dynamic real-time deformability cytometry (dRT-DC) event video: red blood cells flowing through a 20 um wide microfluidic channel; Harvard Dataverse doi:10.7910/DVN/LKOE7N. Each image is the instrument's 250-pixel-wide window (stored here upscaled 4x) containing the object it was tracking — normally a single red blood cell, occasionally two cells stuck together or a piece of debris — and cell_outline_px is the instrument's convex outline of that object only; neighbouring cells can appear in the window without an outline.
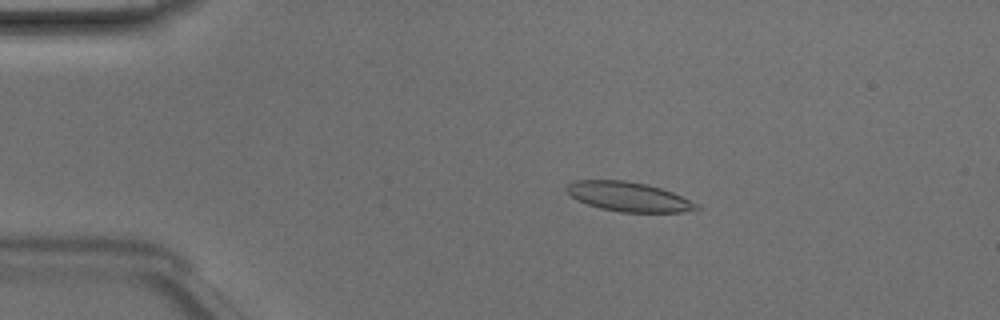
{"species": "Egyptian fruit bat (a non-hibernating species)", "species_latin": "Rousettus aegyptiacus", "temperature_condition": "room temperature", "stored_images_in_passage": 49, "camera_frame_rate_fps": 3000, "um_per_image_px": 0.085, "animal": {"sex": "male"}, "frame": {"image": 1, "passage_image": 10, "time_ms": 3.0, "image_size_px": [1000, 320], "cell_outline_px": [[704, 208], [684, 212], [620, 212], [600, 208], [576, 200], [564, 188], [568, 184], [576, 180], [624, 180], [648, 184], [672, 192]], "centroid_in_image_um": [53.41, 16.72], "position_along_channel_um": 31.6, "area_um2": 22.2}}
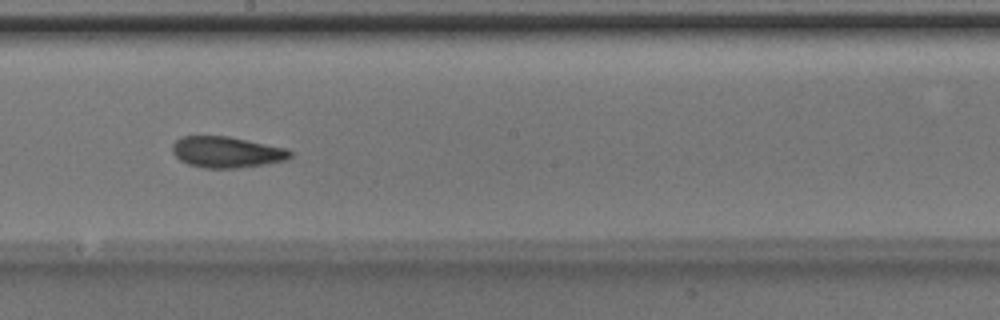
{"frame": {"image": 2, "passage_image": 28, "time_ms": 9.0, "image_size_px": [1000, 320], "cell_outline_px": [[292, 156], [288, 160], [264, 164], [236, 168], [204, 168], [188, 164], [180, 160], [172, 152], [172, 144], [180, 136], [228, 136], [288, 148], [292, 152]], "centroid_in_image_um": [19.28, 12.92], "position_along_channel_um": 228.9, "area_um2": 21.5}}
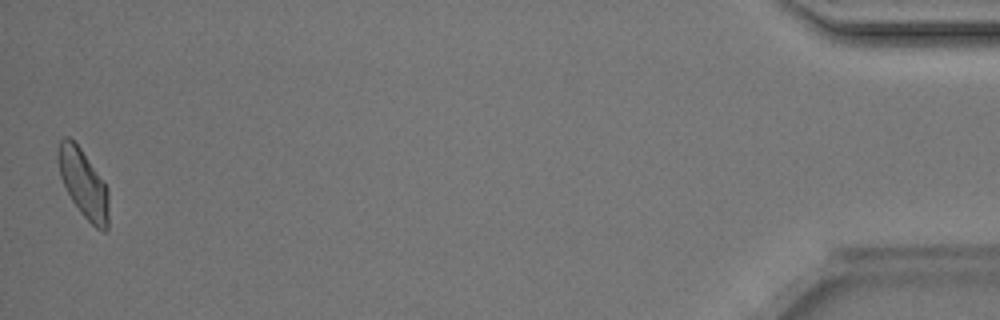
{"frame": {"image": 3, "passage_image": 49, "time_ms": 16.0, "image_size_px": [1000, 320], "cell_outline_px": [[108, 228], [104, 232], [96, 228], [80, 212], [72, 200], [60, 176], [56, 156], [56, 152], [60, 140], [64, 136], [68, 136], [80, 148], [108, 188]], "centroid_in_image_um": [7.07, 15.59], "position_along_channel_um": 428.1, "area_um2": 19.94}, "authors_computed_cell_mechanics": {"area_um2": 21.2126, "velocity_mm_per_s": 4.1553, "shape_relaxation_time_tau1_ms": null, "shape_relaxation_time_tau2_ms": 2.5661, "deformation_change_tau1": null, "deformation_change_tau2": 0.0923}}